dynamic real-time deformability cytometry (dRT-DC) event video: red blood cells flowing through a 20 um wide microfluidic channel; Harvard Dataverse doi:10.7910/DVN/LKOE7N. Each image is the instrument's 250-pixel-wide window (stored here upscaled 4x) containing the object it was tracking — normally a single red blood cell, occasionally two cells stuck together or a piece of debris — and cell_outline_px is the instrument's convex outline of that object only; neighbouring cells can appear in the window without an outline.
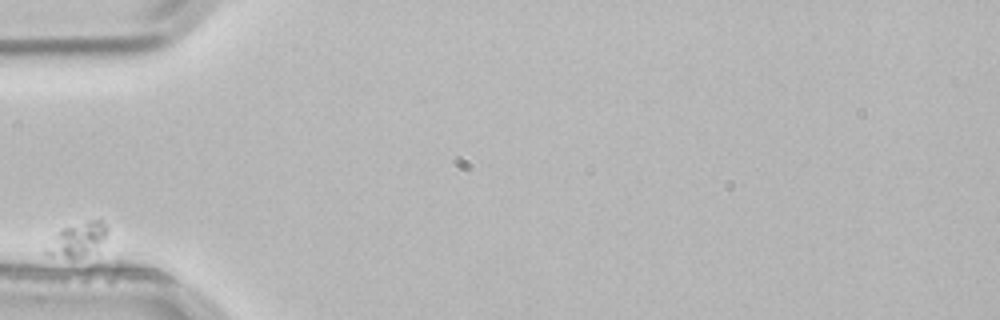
{"species": "common noctule bat (a hibernating species)", "species_latin": "Nyctalus noctula", "temperature_condition": "room temperature", "stored_images_in_passage": 4, "camera_frame_rate_fps": 3000, "um_per_image_px": 0.085, "animal": {"sex": "male", "body_mass_g": 21.5, "forearm_length_mm": 52.0}, "frame": {"image": 1, "passage_image": 1, "time_ms": 0.0, "image_size_px": [1000, 320], "cell_outline_px": [[104, 240], [80, 256], [48, 256], [44, 252], [44, 248], [52, 236], [56, 232], [64, 228], [92, 220], [100, 220], [104, 224]], "centroid_in_image_um": [6.44, 20.35], "position_along_channel_um": 78.6, "area_um2": 11.04}}
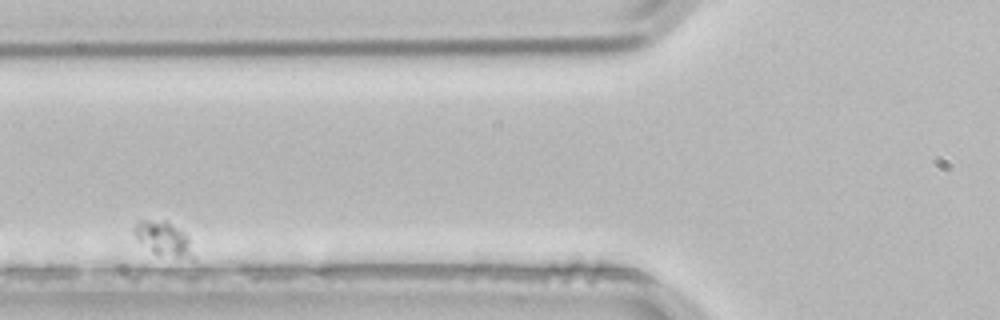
{"frame": {"image": 2, "passage_image": 2, "time_ms": 0.333, "image_size_px": [1000, 320], "cell_outline_px": [[196, 260], [192, 260], [156, 256], [132, 232], [132, 228], [140, 220], [164, 220], [188, 236]], "centroid_in_image_um": [13.94, 20.36], "position_along_channel_um": 111.9, "area_um2": 11.96}}
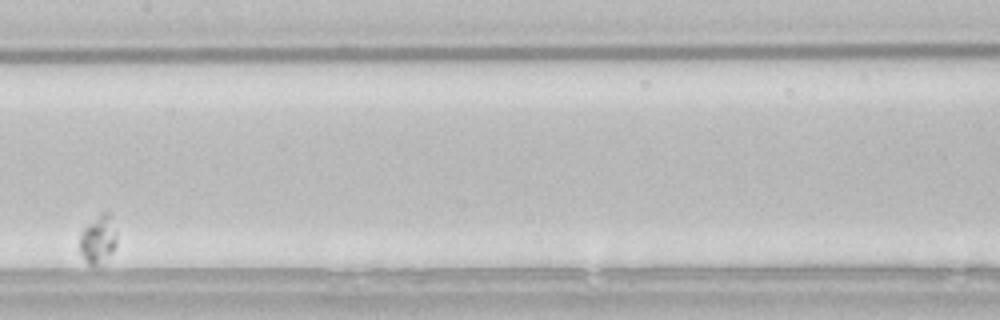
{"frame": {"image": 3, "passage_image": 4, "time_ms": 1.0, "image_size_px": [1000, 320], "cell_outline_px": [[116, 244], [112, 252], [100, 264], [88, 264], [84, 260], [80, 252], [80, 232], [88, 224], [104, 212], [108, 212], [116, 232]], "centroid_in_image_um": [8.33, 20.37], "position_along_channel_um": 199.1, "area_um2": 10.06}}